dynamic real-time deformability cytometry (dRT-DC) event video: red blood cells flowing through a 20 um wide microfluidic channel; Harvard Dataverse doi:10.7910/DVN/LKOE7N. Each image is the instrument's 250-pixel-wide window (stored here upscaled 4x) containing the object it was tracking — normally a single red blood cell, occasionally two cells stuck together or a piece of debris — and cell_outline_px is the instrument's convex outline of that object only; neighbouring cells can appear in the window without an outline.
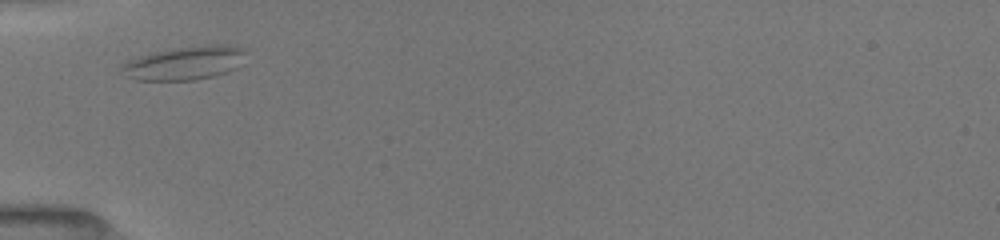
{"species": "common noctule bat (a hibernating species)", "species_latin": "Nyctalus noctula", "temperature_condition": "room temperature", "stored_images_in_passage": 3, "camera_frame_rate_fps": 3000, "um_per_image_px": 0.085, "animal": {"sex": "female", "body_mass_g": 19.5, "forearm_length_mm": 54.1}, "frame": {"image": 1, "passage_image": 1, "time_ms": 0.0, "image_size_px": [1000, 240], "cell_outline_px": [[244, 52], [232, 68], [224, 72], [212, 76], [196, 80], [136, 80], [124, 76], [120, 68], [124, 64], [140, 56], [156, 52], [176, 48], [208, 44], [228, 44], [240, 48]], "centroid_in_image_um": [15.61, 5.36], "position_along_channel_um": 69.4, "area_um2": 23.47}}
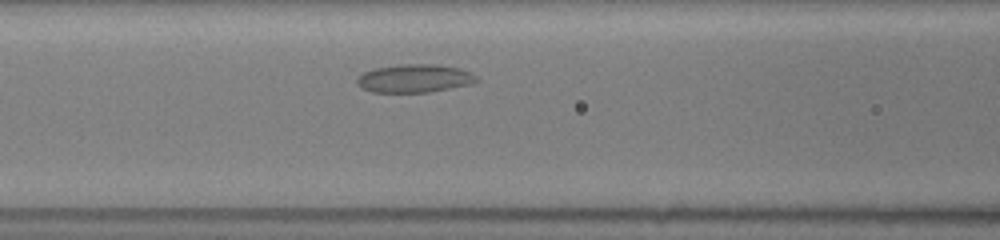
{"frame": {"image": 2, "passage_image": 3, "time_ms": 1.667, "image_size_px": [1000, 240], "cell_outline_px": [[480, 80], [468, 84], [428, 92], [372, 92], [360, 88], [356, 84], [356, 80], [364, 72], [376, 68], [400, 64], [436, 64], [456, 68], [472, 72]], "centroid_in_image_um": [35.2, 6.66], "position_along_channel_um": 131.4, "area_um2": 19.48}}